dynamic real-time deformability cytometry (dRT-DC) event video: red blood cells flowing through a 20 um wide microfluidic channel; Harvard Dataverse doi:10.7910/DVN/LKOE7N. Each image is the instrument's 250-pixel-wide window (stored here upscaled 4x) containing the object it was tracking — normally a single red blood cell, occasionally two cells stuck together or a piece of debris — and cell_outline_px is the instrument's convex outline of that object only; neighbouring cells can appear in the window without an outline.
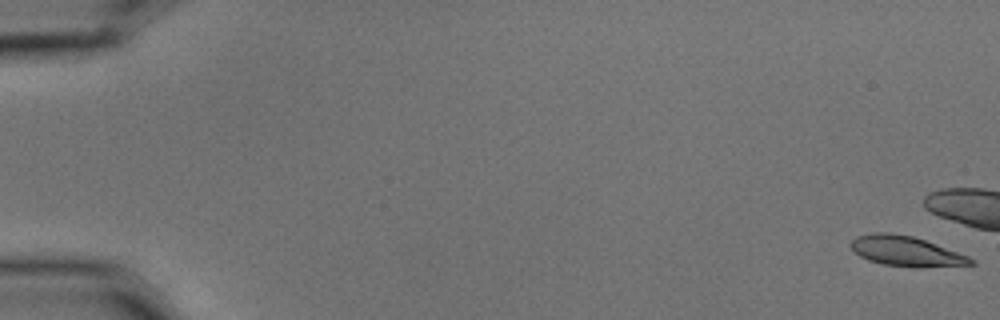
{"species": "common noctule bat (a hibernating species)", "species_latin": "Nyctalus noctula", "temperature_condition": "cold", "stored_images_in_passage": 9, "camera_frame_rate_fps": 3000, "um_per_image_px": 0.085, "animal": {"sex": "male", "body_mass_g": 15.6}, "frame": {"image": 1, "passage_image": 1, "time_ms": 0.0, "image_size_px": [1000, 320], "cell_outline_px": [[976, 264], [920, 268], [912, 268], [884, 264], [868, 260], [860, 256], [848, 244], [856, 236], [872, 232], [888, 232], [912, 236], [924, 240], [968, 256], [976, 260]], "centroid_in_image_um": [77.01, 21.36], "position_along_channel_um": 8.0, "area_um2": 21.1}}